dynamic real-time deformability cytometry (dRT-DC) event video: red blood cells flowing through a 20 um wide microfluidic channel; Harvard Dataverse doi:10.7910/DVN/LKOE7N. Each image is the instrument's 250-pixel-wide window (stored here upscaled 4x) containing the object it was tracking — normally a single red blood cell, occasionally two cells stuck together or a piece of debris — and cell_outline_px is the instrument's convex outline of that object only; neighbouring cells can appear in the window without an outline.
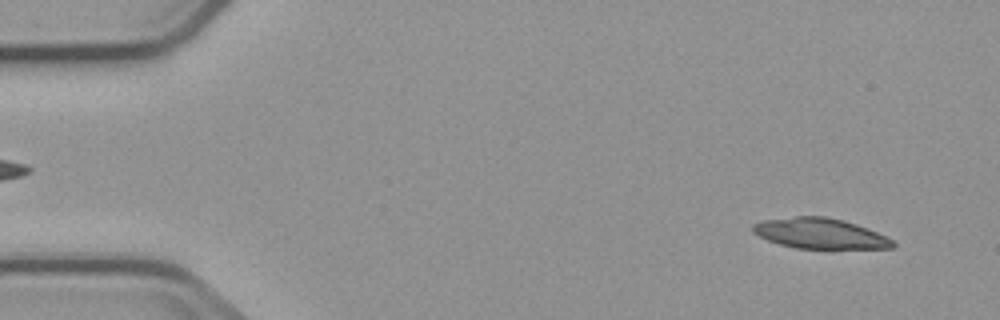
{"species": "common noctule bat (a hibernating species)", "species_latin": "Nyctalus noctula", "temperature_condition": "cold", "stored_images_in_passage": 4, "camera_frame_rate_fps": 3000, "um_per_image_px": 0.085, "animal": {"sex": "male", "body_mass_g": 23.1, "forearm_length_mm": 52.7}, "frame": {"image": 1, "passage_image": 1, "time_ms": 0.0, "image_size_px": [1000, 320], "cell_outline_px": [[896, 248], [832, 252], [796, 248], [780, 244], [768, 240], [752, 232], [752, 224], [764, 220], [796, 216], [824, 216], [844, 220], [868, 228], [888, 236], [896, 244]], "centroid_in_image_um": [69.83, 19.91], "position_along_channel_um": 15.2, "area_um2": 26.24}}
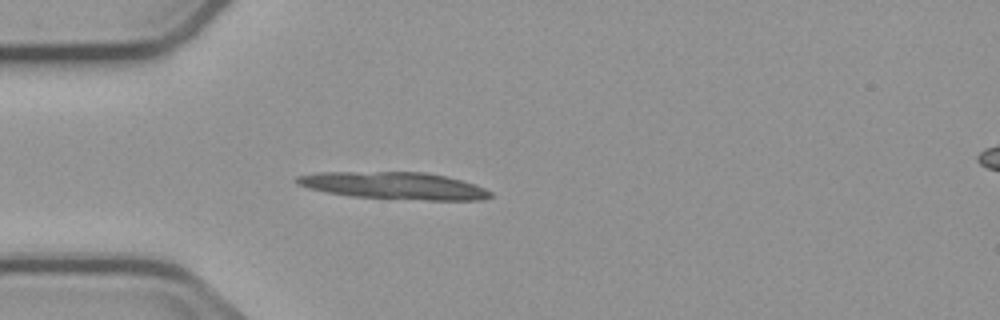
{"frame": {"image": 2, "passage_image": 4, "time_ms": 3.667, "image_size_px": [1000, 320], "cell_outline_px": [[492, 196], [484, 200], [424, 200], [352, 196], [328, 192], [308, 188], [296, 184], [296, 176], [316, 172], [424, 172], [448, 176], [476, 184], [492, 192]], "centroid_in_image_um": [33.54, 15.77], "position_along_channel_um": 51.5, "area_um2": 30.69}}